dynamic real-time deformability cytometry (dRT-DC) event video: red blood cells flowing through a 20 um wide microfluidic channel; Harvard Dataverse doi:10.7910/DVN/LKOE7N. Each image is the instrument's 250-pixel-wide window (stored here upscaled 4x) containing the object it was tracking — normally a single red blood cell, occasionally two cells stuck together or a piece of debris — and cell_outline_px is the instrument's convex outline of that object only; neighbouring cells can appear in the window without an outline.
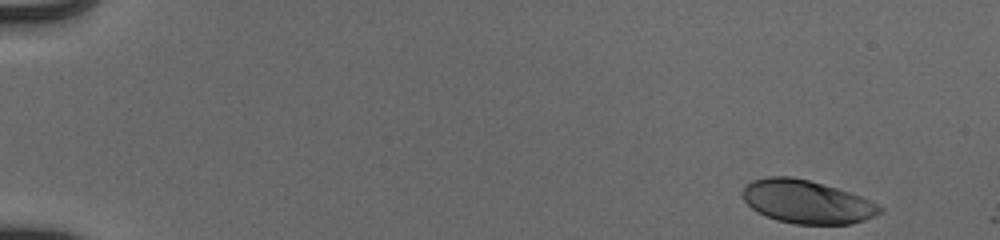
{"species": "human", "species_latin": "Homo sapiens", "temperature_condition": "cold", "stored_images_in_passage": 51, "camera_frame_rate_fps": 3000, "um_per_image_px": 0.085, "donor": {"sex": "male"}, "frame": {"image": 1, "passage_image": 1, "time_ms": 0.0, "image_size_px": [1000, 240], "cell_outline_px": [[884, 208], [880, 212], [864, 220], [848, 224], [796, 224], [776, 220], [752, 208], [740, 196], [740, 192], [744, 184], [752, 180], [768, 176], [792, 176], [824, 184], [860, 196]], "centroid_in_image_um": [68.51, 17.13], "position_along_channel_um": 16.5, "area_um2": 34.45}}
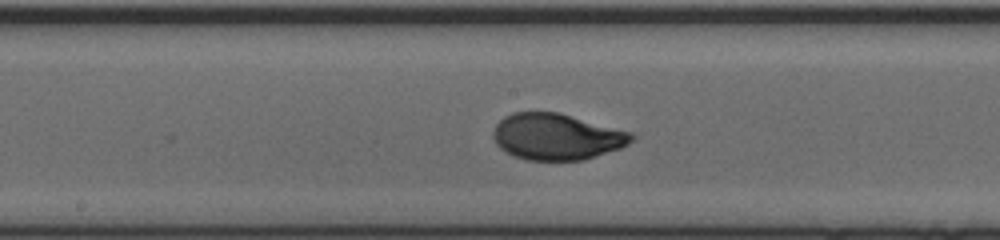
{"frame": {"image": 2, "passage_image": 27, "time_ms": 8.667, "image_size_px": [1000, 240], "cell_outline_px": [[636, 136], [628, 144], [620, 148], [584, 160], [524, 160], [512, 156], [500, 148], [496, 144], [492, 136], [492, 132], [496, 124], [504, 116], [512, 112], [560, 112], [632, 132]], "centroid_in_image_um": [47.3, 11.61], "position_along_channel_um": 200.9, "area_um2": 37.69}}
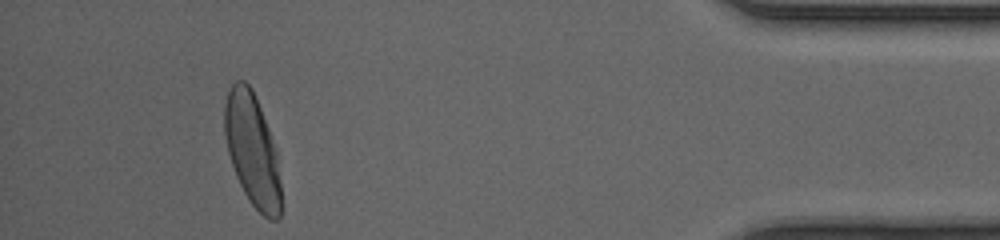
{"frame": {"image": 3, "passage_image": 47, "time_ms": 15.333, "image_size_px": [1000, 240], "cell_outline_px": [[280, 216], [276, 220], [268, 220], [252, 204], [244, 192], [236, 176], [228, 152], [224, 132], [224, 104], [228, 92], [232, 84], [236, 80], [244, 80], [252, 88], [276, 148], [280, 180]], "centroid_in_image_um": [21.43, 12.73], "position_along_channel_um": 413.8, "area_um2": 36.76}, "authors_computed_cell_mechanics": {"area_um2": 36.992, "velocity_mm_per_s": 3.937, "shape_relaxation_time_tau1_ms": 2.7728, "shape_relaxation_time_tau2_ms": null, "deformation_change_tau1": 0.1785, "deformation_change_tau2": null}}